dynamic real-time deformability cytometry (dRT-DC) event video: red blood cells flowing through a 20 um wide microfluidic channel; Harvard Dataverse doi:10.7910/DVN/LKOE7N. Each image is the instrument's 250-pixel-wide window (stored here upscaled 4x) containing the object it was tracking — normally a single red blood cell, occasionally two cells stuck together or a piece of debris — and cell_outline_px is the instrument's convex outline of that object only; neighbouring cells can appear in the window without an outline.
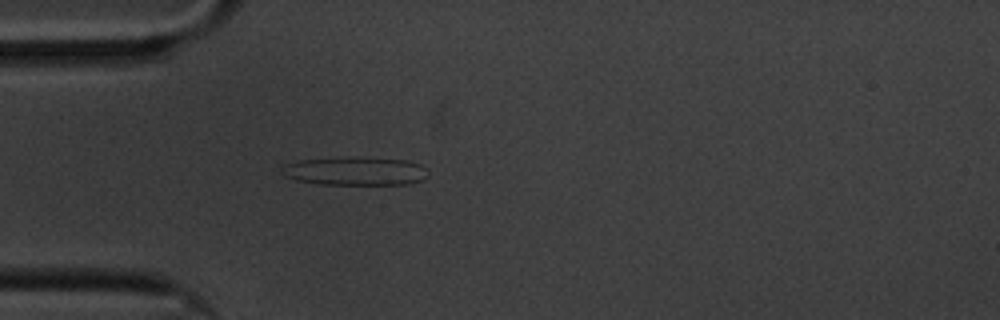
{"species": "common noctule bat (a hibernating species)", "species_latin": "Nyctalus noctula", "temperature_condition": "cold", "stored_images_in_passage": 44, "camera_frame_rate_fps": 3000, "um_per_image_px": 0.085, "animal": {"sex": "male", "body_mass_g": 20.1, "forearm_length_mm": 53.5}, "frame": {"image": 1, "passage_image": 1, "time_ms": 0.0, "image_size_px": [1000, 320], "cell_outline_px": [[428, 176], [424, 180], [408, 184], [320, 184], [296, 180], [284, 176], [280, 172], [280, 168], [284, 164], [300, 160], [348, 156], [408, 160], [420, 164], [428, 168]], "centroid_in_image_um": [30.21, 14.53], "position_along_channel_um": 54.8, "area_um2": 24.74}}
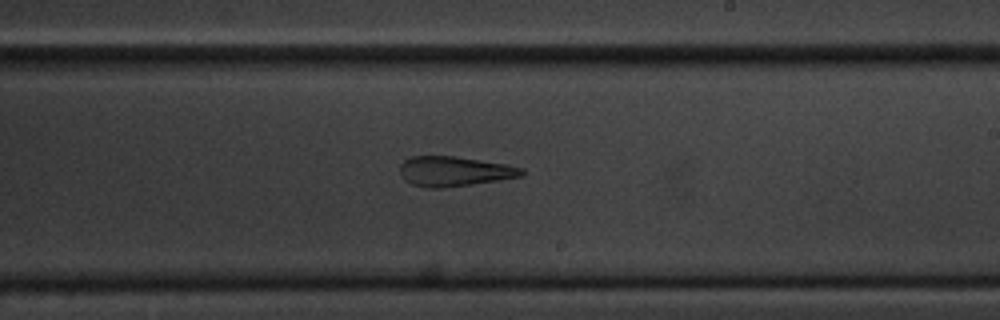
{"frame": {"image": 2, "passage_image": 19, "time_ms": 6.0, "image_size_px": [1000, 320], "cell_outline_px": [[524, 176], [472, 184], [440, 188], [428, 188], [412, 184], [404, 180], [400, 176], [400, 164], [404, 160], [412, 156], [456, 156], [508, 164], [524, 168]], "centroid_in_image_um": [38.62, 14.56], "position_along_channel_um": 250.4, "area_um2": 21.39}}
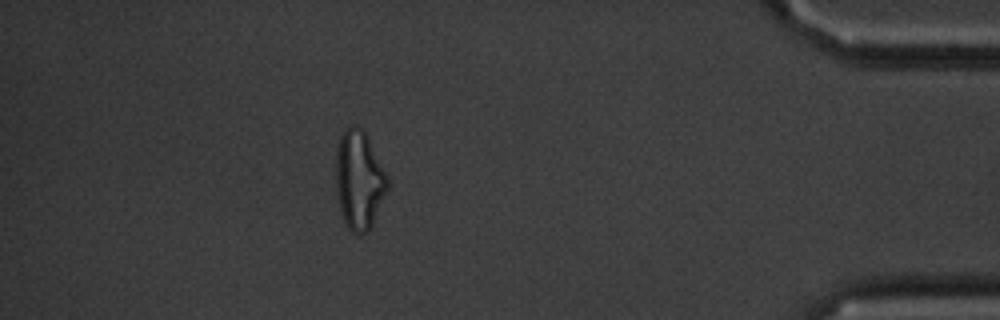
{"frame": {"image": 3, "passage_image": 37, "time_ms": 12.0, "image_size_px": [1000, 320], "cell_outline_px": [[388, 188], [372, 224], [368, 232], [360, 236], [352, 232], [348, 228], [340, 212], [336, 188], [336, 152], [340, 136], [344, 128], [352, 124], [356, 124], [364, 128], [388, 176]], "centroid_in_image_um": [30.52, 15.26], "position_along_channel_um": 404.7, "area_um2": 30.11}, "authors_computed_cell_mechanics": {"area_um2": 22.3686, "velocity_mm_per_s": 3.3464, "shape_relaxation_time_tau1_ms": null, "shape_relaxation_time_tau2_ms": 3.3589, "deformation_change_tau1": null, "deformation_change_tau2": 0.1564}}